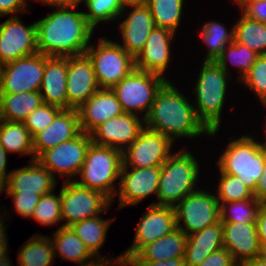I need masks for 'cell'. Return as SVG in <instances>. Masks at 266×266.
Here are the masks:
<instances>
[{"mask_svg": "<svg viewBox=\"0 0 266 266\" xmlns=\"http://www.w3.org/2000/svg\"><path fill=\"white\" fill-rule=\"evenodd\" d=\"M78 6H56L36 21L38 53L46 56L71 57L85 54L94 29Z\"/></svg>", "mask_w": 266, "mask_h": 266, "instance_id": "obj_1", "label": "cell"}, {"mask_svg": "<svg viewBox=\"0 0 266 266\" xmlns=\"http://www.w3.org/2000/svg\"><path fill=\"white\" fill-rule=\"evenodd\" d=\"M145 128L169 137L173 142L178 138H195L210 131L197 118L195 107L167 81L157 92L149 113L144 119Z\"/></svg>", "mask_w": 266, "mask_h": 266, "instance_id": "obj_2", "label": "cell"}, {"mask_svg": "<svg viewBox=\"0 0 266 266\" xmlns=\"http://www.w3.org/2000/svg\"><path fill=\"white\" fill-rule=\"evenodd\" d=\"M229 75L216 62L203 61L194 85V94H196L194 107L197 118L213 137L220 129L227 81L228 78L231 79Z\"/></svg>", "mask_w": 266, "mask_h": 266, "instance_id": "obj_3", "label": "cell"}, {"mask_svg": "<svg viewBox=\"0 0 266 266\" xmlns=\"http://www.w3.org/2000/svg\"><path fill=\"white\" fill-rule=\"evenodd\" d=\"M198 159L183 148L174 152L160 166L157 202L151 205L175 207L184 197L196 191L199 177Z\"/></svg>", "mask_w": 266, "mask_h": 266, "instance_id": "obj_4", "label": "cell"}, {"mask_svg": "<svg viewBox=\"0 0 266 266\" xmlns=\"http://www.w3.org/2000/svg\"><path fill=\"white\" fill-rule=\"evenodd\" d=\"M123 165V152L112 147L91 143L79 172L80 186L97 190L111 201L116 197L115 181L119 180Z\"/></svg>", "mask_w": 266, "mask_h": 266, "instance_id": "obj_5", "label": "cell"}, {"mask_svg": "<svg viewBox=\"0 0 266 266\" xmlns=\"http://www.w3.org/2000/svg\"><path fill=\"white\" fill-rule=\"evenodd\" d=\"M217 161L223 173L234 175L253 193L262 175L264 165V143L256 141L251 135H243L231 140Z\"/></svg>", "mask_w": 266, "mask_h": 266, "instance_id": "obj_6", "label": "cell"}, {"mask_svg": "<svg viewBox=\"0 0 266 266\" xmlns=\"http://www.w3.org/2000/svg\"><path fill=\"white\" fill-rule=\"evenodd\" d=\"M85 55L93 65L99 88L112 89L135 69V58L107 38H100L98 46L89 45Z\"/></svg>", "mask_w": 266, "mask_h": 266, "instance_id": "obj_7", "label": "cell"}, {"mask_svg": "<svg viewBox=\"0 0 266 266\" xmlns=\"http://www.w3.org/2000/svg\"><path fill=\"white\" fill-rule=\"evenodd\" d=\"M167 81L168 79L160 75L134 69L112 90L115 92L124 113L138 115L144 112L142 118L145 119L157 92Z\"/></svg>", "mask_w": 266, "mask_h": 266, "instance_id": "obj_8", "label": "cell"}, {"mask_svg": "<svg viewBox=\"0 0 266 266\" xmlns=\"http://www.w3.org/2000/svg\"><path fill=\"white\" fill-rule=\"evenodd\" d=\"M112 201L102 192L80 186L75 181H64L61 188V215L70 227L86 218L106 212Z\"/></svg>", "mask_w": 266, "mask_h": 266, "instance_id": "obj_9", "label": "cell"}, {"mask_svg": "<svg viewBox=\"0 0 266 266\" xmlns=\"http://www.w3.org/2000/svg\"><path fill=\"white\" fill-rule=\"evenodd\" d=\"M177 228L190 235L220 221V204L216 194L197 190L184 197L175 207ZM183 222V225L180 223Z\"/></svg>", "mask_w": 266, "mask_h": 266, "instance_id": "obj_10", "label": "cell"}, {"mask_svg": "<svg viewBox=\"0 0 266 266\" xmlns=\"http://www.w3.org/2000/svg\"><path fill=\"white\" fill-rule=\"evenodd\" d=\"M46 55L36 53L2 65L0 94L40 91Z\"/></svg>", "mask_w": 266, "mask_h": 266, "instance_id": "obj_11", "label": "cell"}, {"mask_svg": "<svg viewBox=\"0 0 266 266\" xmlns=\"http://www.w3.org/2000/svg\"><path fill=\"white\" fill-rule=\"evenodd\" d=\"M91 143V135L81 132L77 137L46 150L36 160L54 177L57 172L63 178L67 176L66 181H71L79 174Z\"/></svg>", "mask_w": 266, "mask_h": 266, "instance_id": "obj_12", "label": "cell"}, {"mask_svg": "<svg viewBox=\"0 0 266 266\" xmlns=\"http://www.w3.org/2000/svg\"><path fill=\"white\" fill-rule=\"evenodd\" d=\"M136 228L133 244L121 254L125 263L144 246L177 229L175 210L169 206L150 204Z\"/></svg>", "mask_w": 266, "mask_h": 266, "instance_id": "obj_13", "label": "cell"}, {"mask_svg": "<svg viewBox=\"0 0 266 266\" xmlns=\"http://www.w3.org/2000/svg\"><path fill=\"white\" fill-rule=\"evenodd\" d=\"M173 143L169 137L144 128L123 151V164L129 168L161 166L172 155Z\"/></svg>", "mask_w": 266, "mask_h": 266, "instance_id": "obj_14", "label": "cell"}, {"mask_svg": "<svg viewBox=\"0 0 266 266\" xmlns=\"http://www.w3.org/2000/svg\"><path fill=\"white\" fill-rule=\"evenodd\" d=\"M38 53L36 23L23 24L19 16H11L0 24V64Z\"/></svg>", "mask_w": 266, "mask_h": 266, "instance_id": "obj_15", "label": "cell"}, {"mask_svg": "<svg viewBox=\"0 0 266 266\" xmlns=\"http://www.w3.org/2000/svg\"><path fill=\"white\" fill-rule=\"evenodd\" d=\"M160 180V166H152L148 168H133L122 165L120 172L118 208L129 205H137L144 198L151 194L158 193ZM118 192V193H117Z\"/></svg>", "mask_w": 266, "mask_h": 266, "instance_id": "obj_16", "label": "cell"}, {"mask_svg": "<svg viewBox=\"0 0 266 266\" xmlns=\"http://www.w3.org/2000/svg\"><path fill=\"white\" fill-rule=\"evenodd\" d=\"M145 128V121L138 115L123 113L99 125L90 135L92 142L126 150ZM125 144V145H124Z\"/></svg>", "mask_w": 266, "mask_h": 266, "instance_id": "obj_17", "label": "cell"}, {"mask_svg": "<svg viewBox=\"0 0 266 266\" xmlns=\"http://www.w3.org/2000/svg\"><path fill=\"white\" fill-rule=\"evenodd\" d=\"M66 88L68 109H78L100 89L93 65L85 54L67 57Z\"/></svg>", "mask_w": 266, "mask_h": 266, "instance_id": "obj_18", "label": "cell"}, {"mask_svg": "<svg viewBox=\"0 0 266 266\" xmlns=\"http://www.w3.org/2000/svg\"><path fill=\"white\" fill-rule=\"evenodd\" d=\"M175 33L171 30L154 27L150 32L146 44L135 57V69L154 73L165 78L171 56L170 46Z\"/></svg>", "mask_w": 266, "mask_h": 266, "instance_id": "obj_19", "label": "cell"}, {"mask_svg": "<svg viewBox=\"0 0 266 266\" xmlns=\"http://www.w3.org/2000/svg\"><path fill=\"white\" fill-rule=\"evenodd\" d=\"M30 163L10 172L7 184L0 194L5 191V193H36L42 196L55 189L56 177L36 159L30 160Z\"/></svg>", "mask_w": 266, "mask_h": 266, "instance_id": "obj_20", "label": "cell"}, {"mask_svg": "<svg viewBox=\"0 0 266 266\" xmlns=\"http://www.w3.org/2000/svg\"><path fill=\"white\" fill-rule=\"evenodd\" d=\"M223 246L239 265L259 257L261 244L256 223L222 222Z\"/></svg>", "mask_w": 266, "mask_h": 266, "instance_id": "obj_21", "label": "cell"}, {"mask_svg": "<svg viewBox=\"0 0 266 266\" xmlns=\"http://www.w3.org/2000/svg\"><path fill=\"white\" fill-rule=\"evenodd\" d=\"M82 132L91 134L99 125L110 118L123 114L115 92L100 88L77 109Z\"/></svg>", "mask_w": 266, "mask_h": 266, "instance_id": "obj_22", "label": "cell"}, {"mask_svg": "<svg viewBox=\"0 0 266 266\" xmlns=\"http://www.w3.org/2000/svg\"><path fill=\"white\" fill-rule=\"evenodd\" d=\"M81 132L77 109H62L48 127L33 137L34 159L46 150L77 137Z\"/></svg>", "mask_w": 266, "mask_h": 266, "instance_id": "obj_23", "label": "cell"}, {"mask_svg": "<svg viewBox=\"0 0 266 266\" xmlns=\"http://www.w3.org/2000/svg\"><path fill=\"white\" fill-rule=\"evenodd\" d=\"M124 7H132V11L118 26L123 44L117 43L135 58L146 44L155 23L150 8L146 4L125 5Z\"/></svg>", "mask_w": 266, "mask_h": 266, "instance_id": "obj_24", "label": "cell"}, {"mask_svg": "<svg viewBox=\"0 0 266 266\" xmlns=\"http://www.w3.org/2000/svg\"><path fill=\"white\" fill-rule=\"evenodd\" d=\"M67 57L46 56L40 94L44 103L68 109Z\"/></svg>", "mask_w": 266, "mask_h": 266, "instance_id": "obj_25", "label": "cell"}, {"mask_svg": "<svg viewBox=\"0 0 266 266\" xmlns=\"http://www.w3.org/2000/svg\"><path fill=\"white\" fill-rule=\"evenodd\" d=\"M222 222L187 235L185 266H198L209 254L223 248Z\"/></svg>", "mask_w": 266, "mask_h": 266, "instance_id": "obj_26", "label": "cell"}, {"mask_svg": "<svg viewBox=\"0 0 266 266\" xmlns=\"http://www.w3.org/2000/svg\"><path fill=\"white\" fill-rule=\"evenodd\" d=\"M187 235L180 229L144 246L129 261H161L185 256Z\"/></svg>", "mask_w": 266, "mask_h": 266, "instance_id": "obj_27", "label": "cell"}, {"mask_svg": "<svg viewBox=\"0 0 266 266\" xmlns=\"http://www.w3.org/2000/svg\"><path fill=\"white\" fill-rule=\"evenodd\" d=\"M42 103L40 91L0 94V120L24 122Z\"/></svg>", "mask_w": 266, "mask_h": 266, "instance_id": "obj_28", "label": "cell"}, {"mask_svg": "<svg viewBox=\"0 0 266 266\" xmlns=\"http://www.w3.org/2000/svg\"><path fill=\"white\" fill-rule=\"evenodd\" d=\"M51 239L54 244L55 257L59 252L62 260L77 262L80 266L90 264L96 260L71 227H59Z\"/></svg>", "mask_w": 266, "mask_h": 266, "instance_id": "obj_29", "label": "cell"}, {"mask_svg": "<svg viewBox=\"0 0 266 266\" xmlns=\"http://www.w3.org/2000/svg\"><path fill=\"white\" fill-rule=\"evenodd\" d=\"M114 219H104L102 216L97 215L95 217L86 218L80 222H77L70 227L76 233V235L83 241L86 248L97 259L110 260L107 257L100 256L99 249L103 246L106 240V233L110 224ZM99 255V256H98Z\"/></svg>", "mask_w": 266, "mask_h": 266, "instance_id": "obj_30", "label": "cell"}, {"mask_svg": "<svg viewBox=\"0 0 266 266\" xmlns=\"http://www.w3.org/2000/svg\"><path fill=\"white\" fill-rule=\"evenodd\" d=\"M17 253L18 266H50L55 259L51 237L36 233L21 246Z\"/></svg>", "mask_w": 266, "mask_h": 266, "instance_id": "obj_31", "label": "cell"}, {"mask_svg": "<svg viewBox=\"0 0 266 266\" xmlns=\"http://www.w3.org/2000/svg\"><path fill=\"white\" fill-rule=\"evenodd\" d=\"M0 144L9 154H30L34 160L33 137L23 122L0 120Z\"/></svg>", "mask_w": 266, "mask_h": 266, "instance_id": "obj_32", "label": "cell"}, {"mask_svg": "<svg viewBox=\"0 0 266 266\" xmlns=\"http://www.w3.org/2000/svg\"><path fill=\"white\" fill-rule=\"evenodd\" d=\"M241 15L234 24V40L258 55H266V24Z\"/></svg>", "mask_w": 266, "mask_h": 266, "instance_id": "obj_33", "label": "cell"}, {"mask_svg": "<svg viewBox=\"0 0 266 266\" xmlns=\"http://www.w3.org/2000/svg\"><path fill=\"white\" fill-rule=\"evenodd\" d=\"M200 36L202 42L208 47L204 61L215 62L223 50L234 40V26L227 31L224 24L217 21H208L201 26Z\"/></svg>", "mask_w": 266, "mask_h": 266, "instance_id": "obj_34", "label": "cell"}, {"mask_svg": "<svg viewBox=\"0 0 266 266\" xmlns=\"http://www.w3.org/2000/svg\"><path fill=\"white\" fill-rule=\"evenodd\" d=\"M184 0H147L156 27L176 33L181 21Z\"/></svg>", "mask_w": 266, "mask_h": 266, "instance_id": "obj_35", "label": "cell"}, {"mask_svg": "<svg viewBox=\"0 0 266 266\" xmlns=\"http://www.w3.org/2000/svg\"><path fill=\"white\" fill-rule=\"evenodd\" d=\"M259 55L252 51L246 45L237 43L233 40L221 53V55L215 61L227 74L228 70V61H231L232 65L239 67V80H241L246 73L251 69L253 64L256 62ZM227 62V63H226Z\"/></svg>", "mask_w": 266, "mask_h": 266, "instance_id": "obj_36", "label": "cell"}, {"mask_svg": "<svg viewBox=\"0 0 266 266\" xmlns=\"http://www.w3.org/2000/svg\"><path fill=\"white\" fill-rule=\"evenodd\" d=\"M81 2L85 3L88 12L83 11V14L93 29L101 22H113L119 16L123 17L124 11L126 13V7L120 0H81Z\"/></svg>", "mask_w": 266, "mask_h": 266, "instance_id": "obj_37", "label": "cell"}, {"mask_svg": "<svg viewBox=\"0 0 266 266\" xmlns=\"http://www.w3.org/2000/svg\"><path fill=\"white\" fill-rule=\"evenodd\" d=\"M219 204L221 222L240 223H256L258 211L263 205L255 197Z\"/></svg>", "mask_w": 266, "mask_h": 266, "instance_id": "obj_38", "label": "cell"}, {"mask_svg": "<svg viewBox=\"0 0 266 266\" xmlns=\"http://www.w3.org/2000/svg\"><path fill=\"white\" fill-rule=\"evenodd\" d=\"M219 172L220 179L216 196L219 203H229L254 197L253 192L242 183L239 177L223 173L220 169Z\"/></svg>", "mask_w": 266, "mask_h": 266, "instance_id": "obj_39", "label": "cell"}, {"mask_svg": "<svg viewBox=\"0 0 266 266\" xmlns=\"http://www.w3.org/2000/svg\"><path fill=\"white\" fill-rule=\"evenodd\" d=\"M31 218L35 219L41 225H57L62 221L61 215V189L59 195L54 191L42 195L38 204L34 208Z\"/></svg>", "mask_w": 266, "mask_h": 266, "instance_id": "obj_40", "label": "cell"}, {"mask_svg": "<svg viewBox=\"0 0 266 266\" xmlns=\"http://www.w3.org/2000/svg\"><path fill=\"white\" fill-rule=\"evenodd\" d=\"M241 82L258 96L263 106H266V55H259Z\"/></svg>", "mask_w": 266, "mask_h": 266, "instance_id": "obj_41", "label": "cell"}, {"mask_svg": "<svg viewBox=\"0 0 266 266\" xmlns=\"http://www.w3.org/2000/svg\"><path fill=\"white\" fill-rule=\"evenodd\" d=\"M60 107L42 103L37 109L30 113L24 120V125L29 130L32 137L48 127L61 111Z\"/></svg>", "mask_w": 266, "mask_h": 266, "instance_id": "obj_42", "label": "cell"}, {"mask_svg": "<svg viewBox=\"0 0 266 266\" xmlns=\"http://www.w3.org/2000/svg\"><path fill=\"white\" fill-rule=\"evenodd\" d=\"M6 196L13 198L14 210L25 218H31L34 208L41 198V195L36 193H6Z\"/></svg>", "mask_w": 266, "mask_h": 266, "instance_id": "obj_43", "label": "cell"}, {"mask_svg": "<svg viewBox=\"0 0 266 266\" xmlns=\"http://www.w3.org/2000/svg\"><path fill=\"white\" fill-rule=\"evenodd\" d=\"M246 17L266 24V0H235Z\"/></svg>", "mask_w": 266, "mask_h": 266, "instance_id": "obj_44", "label": "cell"}, {"mask_svg": "<svg viewBox=\"0 0 266 266\" xmlns=\"http://www.w3.org/2000/svg\"><path fill=\"white\" fill-rule=\"evenodd\" d=\"M198 266H238V264L231 253L223 247L209 254Z\"/></svg>", "mask_w": 266, "mask_h": 266, "instance_id": "obj_45", "label": "cell"}, {"mask_svg": "<svg viewBox=\"0 0 266 266\" xmlns=\"http://www.w3.org/2000/svg\"><path fill=\"white\" fill-rule=\"evenodd\" d=\"M28 0H0V17L2 16H17L16 13L27 12Z\"/></svg>", "mask_w": 266, "mask_h": 266, "instance_id": "obj_46", "label": "cell"}, {"mask_svg": "<svg viewBox=\"0 0 266 266\" xmlns=\"http://www.w3.org/2000/svg\"><path fill=\"white\" fill-rule=\"evenodd\" d=\"M129 266H185L184 257H175L161 261H128Z\"/></svg>", "mask_w": 266, "mask_h": 266, "instance_id": "obj_47", "label": "cell"}, {"mask_svg": "<svg viewBox=\"0 0 266 266\" xmlns=\"http://www.w3.org/2000/svg\"><path fill=\"white\" fill-rule=\"evenodd\" d=\"M254 197L263 205H266V148L264 147V165L262 175L256 183Z\"/></svg>", "mask_w": 266, "mask_h": 266, "instance_id": "obj_48", "label": "cell"}, {"mask_svg": "<svg viewBox=\"0 0 266 266\" xmlns=\"http://www.w3.org/2000/svg\"><path fill=\"white\" fill-rule=\"evenodd\" d=\"M256 224L260 244L266 245V205H262L259 209Z\"/></svg>", "mask_w": 266, "mask_h": 266, "instance_id": "obj_49", "label": "cell"}, {"mask_svg": "<svg viewBox=\"0 0 266 266\" xmlns=\"http://www.w3.org/2000/svg\"><path fill=\"white\" fill-rule=\"evenodd\" d=\"M7 155L3 146L0 144V192L6 186L10 172H6Z\"/></svg>", "mask_w": 266, "mask_h": 266, "instance_id": "obj_50", "label": "cell"}, {"mask_svg": "<svg viewBox=\"0 0 266 266\" xmlns=\"http://www.w3.org/2000/svg\"><path fill=\"white\" fill-rule=\"evenodd\" d=\"M0 214H1V212H0ZM6 214H9V213H4V215H0V257H2V256H4L5 254H8V250H7V248H8V240H7V234H6V228L7 227H5V224L3 223L4 221V216H6Z\"/></svg>", "mask_w": 266, "mask_h": 266, "instance_id": "obj_51", "label": "cell"}, {"mask_svg": "<svg viewBox=\"0 0 266 266\" xmlns=\"http://www.w3.org/2000/svg\"><path fill=\"white\" fill-rule=\"evenodd\" d=\"M110 259L111 260L96 259L94 262H92L90 264L81 265V266H119L123 262L121 255L117 256L116 259H113V258H110Z\"/></svg>", "mask_w": 266, "mask_h": 266, "instance_id": "obj_52", "label": "cell"}, {"mask_svg": "<svg viewBox=\"0 0 266 266\" xmlns=\"http://www.w3.org/2000/svg\"><path fill=\"white\" fill-rule=\"evenodd\" d=\"M36 1V0H34ZM41 2L42 4H48L50 7L55 6H78L79 0H37Z\"/></svg>", "mask_w": 266, "mask_h": 266, "instance_id": "obj_53", "label": "cell"}, {"mask_svg": "<svg viewBox=\"0 0 266 266\" xmlns=\"http://www.w3.org/2000/svg\"><path fill=\"white\" fill-rule=\"evenodd\" d=\"M238 266H266V260L261 256L247 260L239 264Z\"/></svg>", "mask_w": 266, "mask_h": 266, "instance_id": "obj_54", "label": "cell"}, {"mask_svg": "<svg viewBox=\"0 0 266 266\" xmlns=\"http://www.w3.org/2000/svg\"><path fill=\"white\" fill-rule=\"evenodd\" d=\"M125 5L146 4L147 0H120Z\"/></svg>", "mask_w": 266, "mask_h": 266, "instance_id": "obj_55", "label": "cell"}, {"mask_svg": "<svg viewBox=\"0 0 266 266\" xmlns=\"http://www.w3.org/2000/svg\"><path fill=\"white\" fill-rule=\"evenodd\" d=\"M12 262L8 258V255L5 254L4 256L0 257V266H13Z\"/></svg>", "mask_w": 266, "mask_h": 266, "instance_id": "obj_56", "label": "cell"}, {"mask_svg": "<svg viewBox=\"0 0 266 266\" xmlns=\"http://www.w3.org/2000/svg\"><path fill=\"white\" fill-rule=\"evenodd\" d=\"M260 256L266 260V245L261 246V254Z\"/></svg>", "mask_w": 266, "mask_h": 266, "instance_id": "obj_57", "label": "cell"}, {"mask_svg": "<svg viewBox=\"0 0 266 266\" xmlns=\"http://www.w3.org/2000/svg\"><path fill=\"white\" fill-rule=\"evenodd\" d=\"M119 266H129V265L125 262H122L121 265H119Z\"/></svg>", "mask_w": 266, "mask_h": 266, "instance_id": "obj_58", "label": "cell"}, {"mask_svg": "<svg viewBox=\"0 0 266 266\" xmlns=\"http://www.w3.org/2000/svg\"><path fill=\"white\" fill-rule=\"evenodd\" d=\"M266 128V127H265ZM266 134V133H265ZM264 143V147L266 148V139H265V141L263 142Z\"/></svg>", "mask_w": 266, "mask_h": 266, "instance_id": "obj_59", "label": "cell"}]
</instances>
